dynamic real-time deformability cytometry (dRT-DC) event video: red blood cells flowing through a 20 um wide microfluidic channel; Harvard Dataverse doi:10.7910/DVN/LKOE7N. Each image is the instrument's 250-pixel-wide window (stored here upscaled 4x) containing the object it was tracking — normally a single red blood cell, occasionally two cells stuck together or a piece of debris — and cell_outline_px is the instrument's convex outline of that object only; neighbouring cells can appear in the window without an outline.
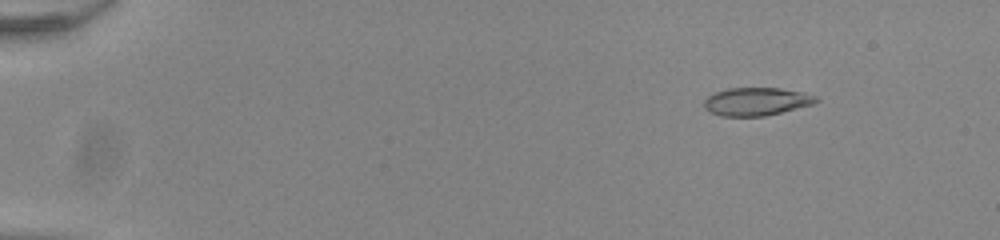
{"species": "common noctule bat (a hibernating species)", "species_latin": "Nyctalus noctula", "temperature_condition": "room temperature", "stored_images_in_passage": 55, "camera_frame_rate_fps": 3000, "um_per_image_px": 0.085, "animal": {"sex": "male", "body_mass_g": 20.0, "forearm_length_mm": 53.3}, "frame": {"image": 1, "passage_image": 8, "time_ms": 2.333, "image_size_px": [1000, 240], "cell_outline_px": [[820, 100], [812, 104], [764, 116], [720, 116], [704, 108], [704, 100], [708, 96], [716, 92], [728, 88], [780, 88], [800, 92], [816, 96]], "centroid_in_image_um": [64.27, 8.63], "position_along_channel_um": 20.7, "area_um2": 18.03}}
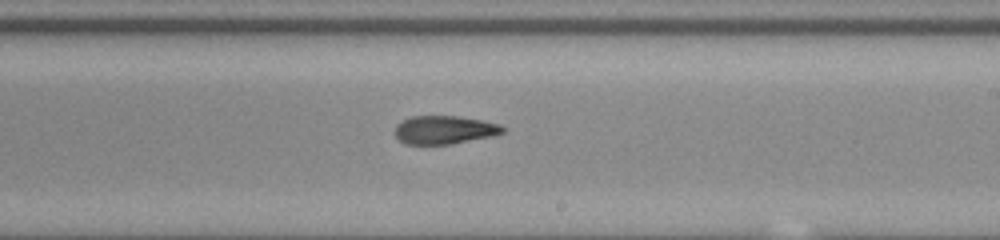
{"frame": {"image": 2, "passage_image": 35, "time_ms": 11.333, "image_size_px": [1000, 240], "cell_outline_px": [[504, 132], [492, 136], [448, 144], [404, 144], [396, 136], [396, 124], [412, 116], [456, 116], [480, 120], [500, 124], [504, 128]], "centroid_in_image_um": [37.76, 11.03], "position_along_channel_um": 251.2, "area_um2": 17.51}}
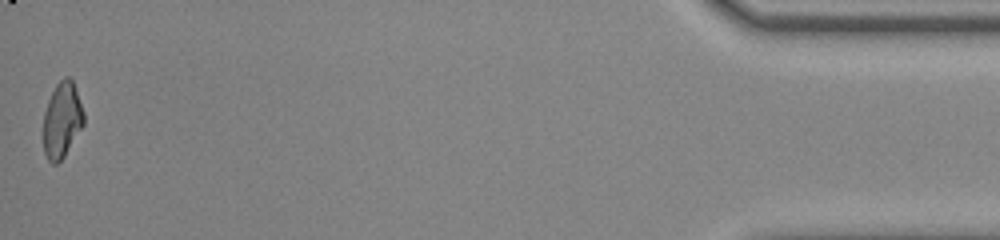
{"frame": {"image": 3, "passage_image": 55, "time_ms": 18.0, "image_size_px": [1000, 240], "cell_outline_px": [[84, 124], [64, 156], [56, 164], [52, 164], [48, 160], [44, 152], [44, 112], [48, 100], [56, 84], [64, 76], [68, 76], [72, 80], [84, 112]], "centroid_in_image_um": [5.27, 10.19], "position_along_channel_um": 429.9, "area_um2": 17.63}, "authors_computed_cell_mechanics": {"area_um2": 18.3226, "velocity_mm_per_s": 3.9149, "shape_relaxation_time_tau1_ms": null, "shape_relaxation_time_tau2_ms": 2.154, "deformation_change_tau1": null, "deformation_change_tau2": 0.0963}}